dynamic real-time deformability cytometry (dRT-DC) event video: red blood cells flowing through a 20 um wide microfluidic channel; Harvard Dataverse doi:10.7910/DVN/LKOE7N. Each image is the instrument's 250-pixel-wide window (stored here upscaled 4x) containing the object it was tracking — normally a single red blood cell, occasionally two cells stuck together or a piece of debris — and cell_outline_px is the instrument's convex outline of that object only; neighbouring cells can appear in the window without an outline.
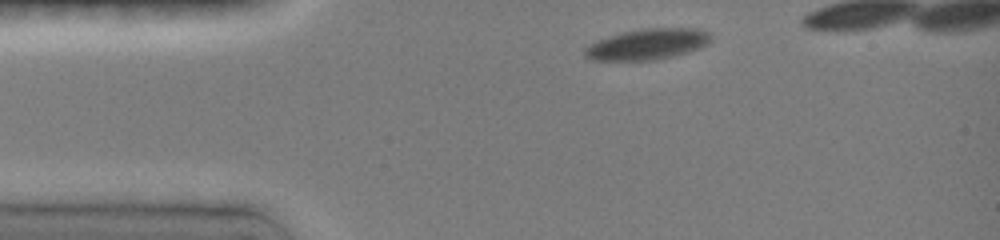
{"species": "common noctule bat (a hibernating species)", "species_latin": "Nyctalus noctula", "temperature_condition": "room temperature", "stored_images_in_passage": 37, "camera_frame_rate_fps": 3000, "um_per_image_px": 0.085, "animal": {"sex": "female", "body_mass_g": 19.0, "forearm_length_mm": 51.5}, "frame": {"image": 1, "passage_image": 1, "time_ms": 0.0, "image_size_px": [1000, 240], "cell_outline_px": [[708, 40], [704, 44], [696, 48], [684, 52], [652, 60], [596, 60], [588, 56], [584, 52], [584, 48], [600, 40], [624, 32], [644, 28], [700, 28], [708, 32]], "centroid_in_image_um": [55.01, 3.74], "position_along_channel_um": 30.0, "area_um2": 21.62}}
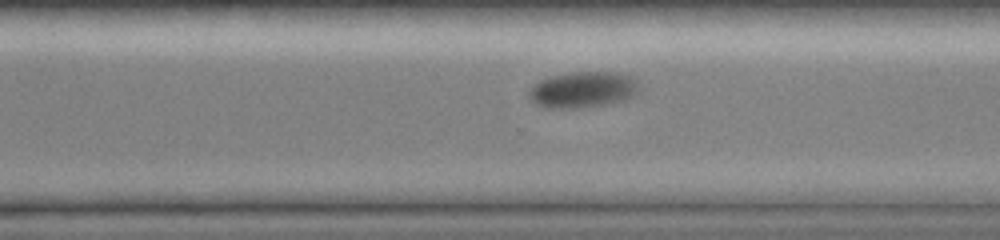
{"frame": {"image": 2, "passage_image": 27, "time_ms": 8.667, "image_size_px": [1000, 240], "cell_outline_px": [[636, 92], [632, 96], [624, 100], [604, 104], [580, 108], [548, 108], [536, 104], [528, 100], [528, 92], [540, 80], [552, 76], [572, 72], [620, 72], [632, 76], [636, 80]], "centroid_in_image_um": [49.51, 7.62], "position_along_channel_um": 321.1, "area_um2": 23.0}}
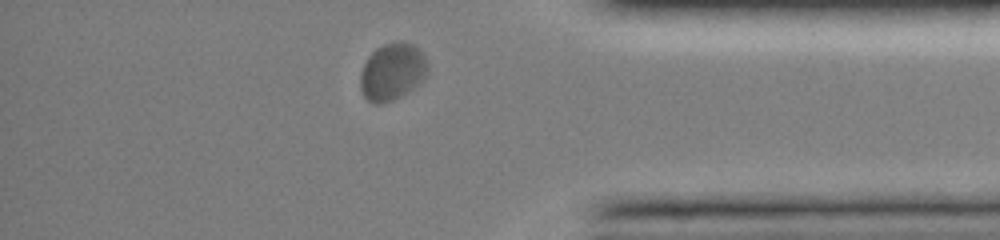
{"frame": {"image": 3, "passage_image": 34, "time_ms": 11.0, "image_size_px": [1000, 240], "cell_outline_px": [[428, 72], [412, 88], [400, 96], [392, 100], [380, 104], [372, 104], [364, 96], [360, 88], [360, 76], [364, 64], [368, 56], [376, 48], [384, 44], [396, 40], [400, 40], [412, 44], [424, 52], [428, 64]], "centroid_in_image_um": [33.34, 6.06], "position_along_channel_um": 401.9, "area_um2": 22.48}}